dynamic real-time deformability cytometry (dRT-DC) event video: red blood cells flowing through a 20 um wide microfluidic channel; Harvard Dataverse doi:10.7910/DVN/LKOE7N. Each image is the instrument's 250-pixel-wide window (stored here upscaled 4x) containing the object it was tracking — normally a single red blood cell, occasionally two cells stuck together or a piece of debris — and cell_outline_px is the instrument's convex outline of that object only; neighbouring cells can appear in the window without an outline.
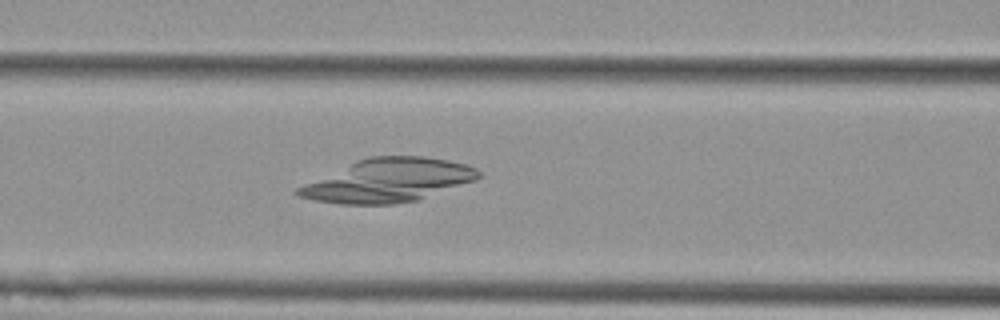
{"species": "Egyptian fruit bat (a non-hibernating species)", "species_latin": "Rousettus aegyptiacus", "temperature_condition": "cold", "stored_images_in_passage": 55, "camera_frame_rate_fps": 3000, "um_per_image_px": 0.085, "animal": {"sex": "female"}, "frame": {"image": 1, "passage_image": 24, "time_ms": 7.667, "image_size_px": [1000, 320], "cell_outline_px": [[480, 176], [476, 180], [420, 200], [392, 204], [340, 204], [316, 200], [296, 196], [292, 192], [296, 188], [304, 184], [356, 160], [368, 156], [424, 156], [448, 160], [464, 164], [476, 168], [480, 172]], "centroid_in_image_um": [32.98, 15.34], "position_along_channel_um": 133.6, "area_um2": 45.66}}
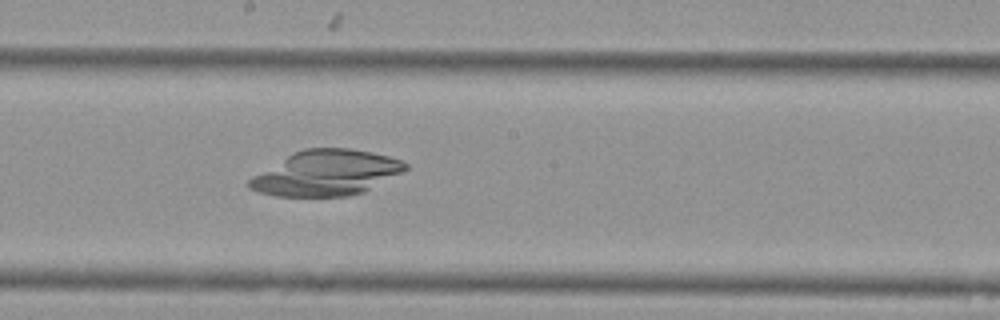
{"frame": {"image": 2, "passage_image": 31, "time_ms": 10.0, "image_size_px": [1000, 320], "cell_outline_px": [[408, 168], [364, 192], [348, 196], [276, 196], [260, 192], [248, 188], [248, 180], [252, 176], [292, 152], [304, 148], [348, 148], [372, 152], [388, 156], [400, 160], [408, 164]], "centroid_in_image_um": [27.69, 14.69], "position_along_channel_um": 220.5, "area_um2": 41.04}}
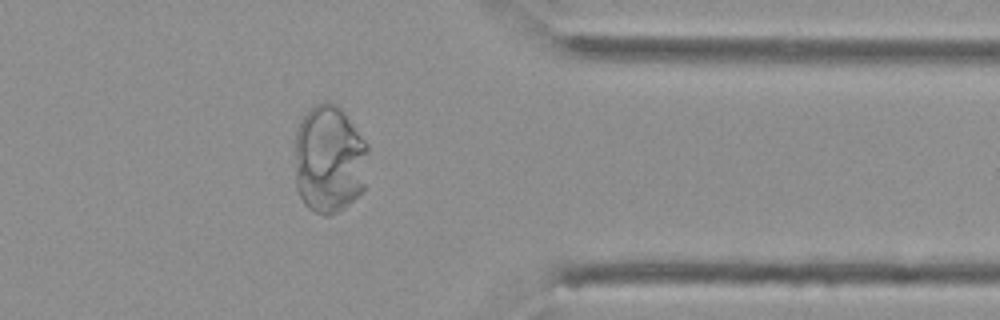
{"frame": {"image": 3, "passage_image": 45, "time_ms": 14.667, "image_size_px": [1000, 320], "cell_outline_px": [[368, 152], [364, 192], [340, 212], [328, 216], [324, 216], [308, 208], [304, 204], [296, 188], [296, 132], [300, 120], [316, 104], [324, 100], [332, 100], [344, 112], [368, 144]], "centroid_in_image_um": [28.01, 13.57], "position_along_channel_um": 383.4, "area_um2": 46.93}}